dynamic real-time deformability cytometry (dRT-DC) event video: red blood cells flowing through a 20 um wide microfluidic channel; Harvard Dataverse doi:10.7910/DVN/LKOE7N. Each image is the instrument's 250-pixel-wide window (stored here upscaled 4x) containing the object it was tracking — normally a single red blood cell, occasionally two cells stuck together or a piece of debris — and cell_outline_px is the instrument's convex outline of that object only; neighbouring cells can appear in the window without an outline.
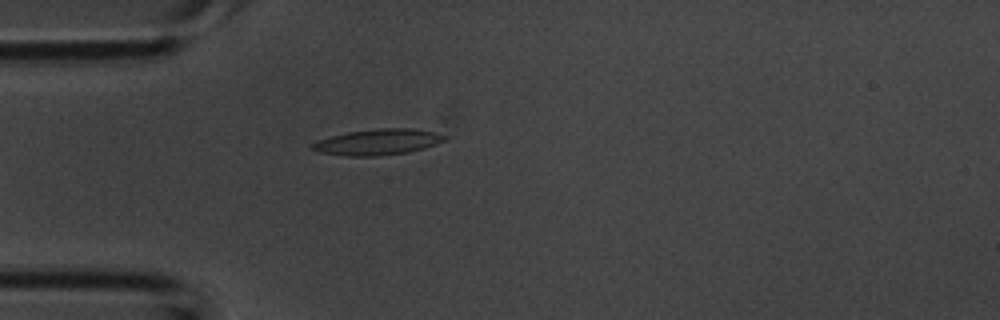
{"species": "common noctule bat (a hibernating species)", "species_latin": "Nyctalus noctula", "temperature_condition": "room temperature", "stored_images_in_passage": 37, "camera_frame_rate_fps": 3000, "um_per_image_px": 0.085, "animal": {"sex": "male", "body_mass_g": 20.1, "forearm_length_mm": 53.5}, "frame": {"image": 1, "passage_image": 6, "time_ms": 1.667, "image_size_px": [1000, 320], "cell_outline_px": [[448, 136], [444, 140], [436, 144], [424, 148], [408, 152], [376, 156], [348, 156], [320, 152], [308, 148], [316, 140], [348, 132], [380, 128], [412, 128], [432, 132]], "centroid_in_image_um": [32.08, 12.07], "position_along_channel_um": 52.9, "area_um2": 19.83}}
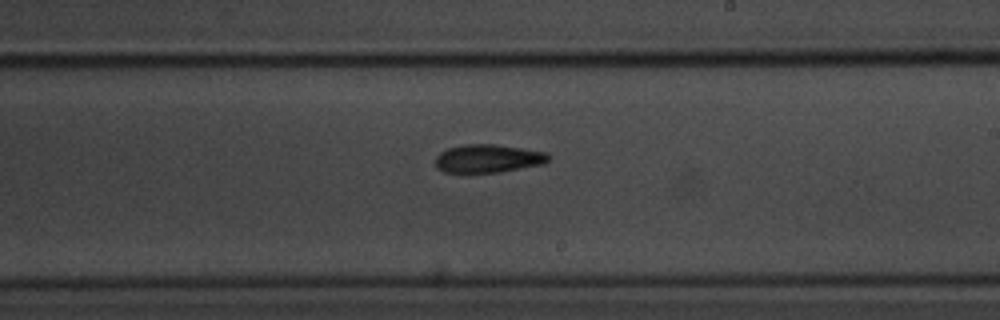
{"frame": {"image": 2, "passage_image": 19, "time_ms": 6.0, "image_size_px": [1000, 320], "cell_outline_px": [[548, 160], [544, 164], [500, 172], [444, 172], [436, 168], [436, 156], [440, 152], [448, 148], [464, 144], [496, 144], [548, 152]], "centroid_in_image_um": [41.48, 13.47], "position_along_channel_um": 247.5, "area_um2": 18.61}}
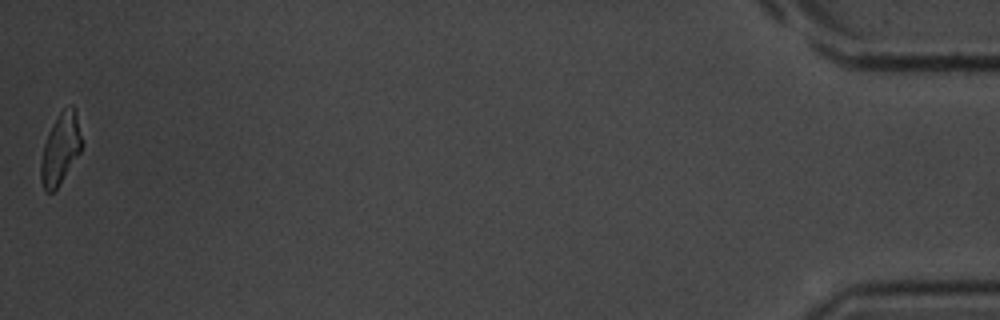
{"frame": {"image": 3, "passage_image": 37, "time_ms": 12.0, "image_size_px": [1000, 320], "cell_outline_px": [[84, 144], [80, 152], [56, 188], [52, 192], [44, 192], [40, 180], [40, 164], [44, 144], [48, 132], [56, 116], [64, 108], [72, 104], [76, 108]], "centroid_in_image_um": [5.15, 12.59], "position_along_channel_um": 430.0, "area_um2": 17.17}}